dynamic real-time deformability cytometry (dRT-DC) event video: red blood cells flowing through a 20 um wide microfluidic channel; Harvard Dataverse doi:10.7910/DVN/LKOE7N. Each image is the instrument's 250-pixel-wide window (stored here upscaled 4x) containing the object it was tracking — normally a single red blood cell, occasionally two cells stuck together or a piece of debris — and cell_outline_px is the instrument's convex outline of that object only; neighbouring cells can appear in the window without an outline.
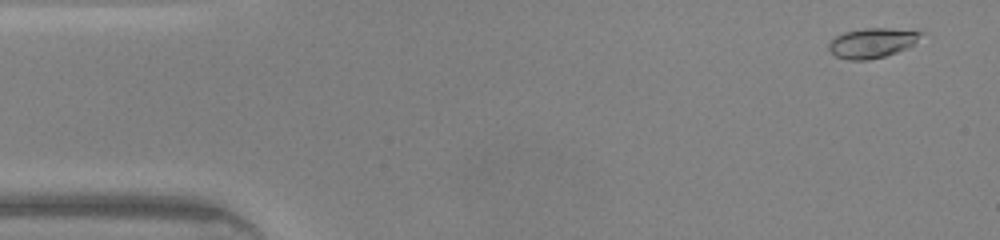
{"species": "common noctule bat (a hibernating species)", "species_latin": "Nyctalus noctula", "temperature_condition": "warm", "stored_images_in_passage": 46, "camera_frame_rate_fps": 3000, "um_per_image_px": 0.085, "animal": {"sex": "male", "body_mass_g": 20.0, "forearm_length_mm": 53.3}, "frame": {"image": 1, "passage_image": 3, "time_ms": 0.667, "image_size_px": [1000, 240], "cell_outline_px": [[924, 32], [908, 48], [884, 56], [868, 60], [848, 60], [836, 56], [828, 48], [828, 44], [836, 36], [844, 32], [864, 28], [888, 28]], "centroid_in_image_um": [74.1, 3.65], "position_along_channel_um": 10.9, "area_um2": 15.78}}
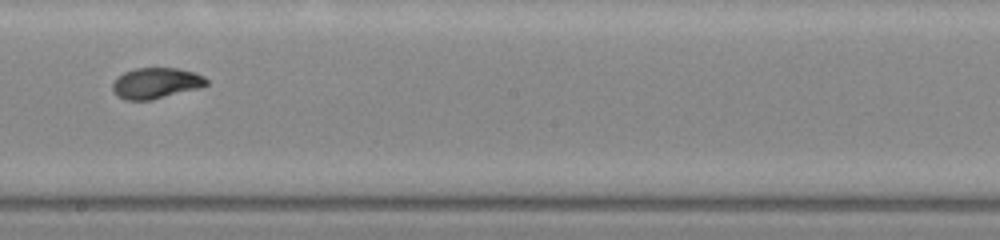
{"frame": {"image": 2, "passage_image": 26, "time_ms": 8.333, "image_size_px": [1000, 240], "cell_outline_px": [[208, 84], [196, 88], [152, 100], [128, 100], [120, 96], [112, 88], [112, 84], [124, 72], [136, 68], [176, 68], [196, 72], [204, 76], [208, 80]], "centroid_in_image_um": [13.29, 7.05], "position_along_channel_um": 234.9, "area_um2": 16.53}}
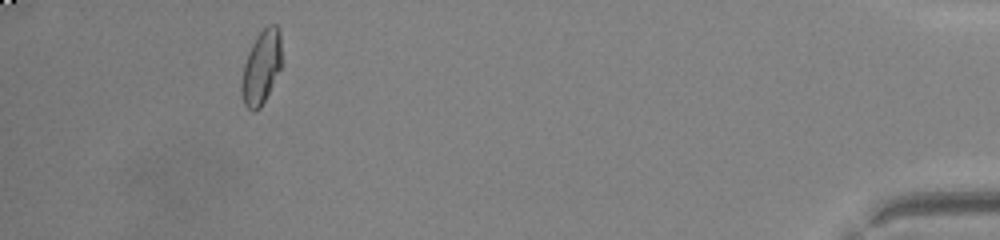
{"frame": {"image": 3, "passage_image": 43, "time_ms": 14.0, "image_size_px": [1000, 240], "cell_outline_px": [[280, 68], [260, 108], [252, 112], [244, 104], [240, 88], [240, 84], [244, 64], [248, 52], [256, 36], [268, 24], [276, 24], [280, 32]], "centroid_in_image_um": [22.18, 5.71], "position_along_channel_um": 413.0, "area_um2": 16.94}, "authors_computed_cell_mechanics": {"area_um2": 16.762, "velocity_mm_per_s": 4.3901, "shape_relaxation_time_tau1_ms": 3.8537, "shape_relaxation_time_tau2_ms": 1.0643, "deformation_change_tau1": 0.1581, "deformation_change_tau2": 0.0502}}